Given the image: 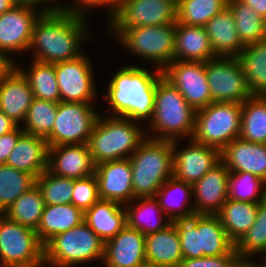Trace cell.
<instances>
[{"mask_svg": "<svg viewBox=\"0 0 266 267\" xmlns=\"http://www.w3.org/2000/svg\"><path fill=\"white\" fill-rule=\"evenodd\" d=\"M84 20L83 15L62 11L42 13L34 24L29 47L36 48L34 60L54 64L82 55L79 46L88 34Z\"/></svg>", "mask_w": 266, "mask_h": 267, "instance_id": "1", "label": "cell"}, {"mask_svg": "<svg viewBox=\"0 0 266 267\" xmlns=\"http://www.w3.org/2000/svg\"><path fill=\"white\" fill-rule=\"evenodd\" d=\"M152 75L148 70L138 66L120 69L111 79L108 86L107 101L113 112L133 121L153 117L155 91L162 70L156 69Z\"/></svg>", "mask_w": 266, "mask_h": 267, "instance_id": "2", "label": "cell"}, {"mask_svg": "<svg viewBox=\"0 0 266 267\" xmlns=\"http://www.w3.org/2000/svg\"><path fill=\"white\" fill-rule=\"evenodd\" d=\"M134 200L155 197L173 176V144L170 140L144 139L129 157Z\"/></svg>", "mask_w": 266, "mask_h": 267, "instance_id": "3", "label": "cell"}, {"mask_svg": "<svg viewBox=\"0 0 266 267\" xmlns=\"http://www.w3.org/2000/svg\"><path fill=\"white\" fill-rule=\"evenodd\" d=\"M143 134L129 118L98 116L88 142L94 165L129 158L145 139Z\"/></svg>", "mask_w": 266, "mask_h": 267, "instance_id": "4", "label": "cell"}, {"mask_svg": "<svg viewBox=\"0 0 266 267\" xmlns=\"http://www.w3.org/2000/svg\"><path fill=\"white\" fill-rule=\"evenodd\" d=\"M194 110L182 94L163 75L158 79L155 91L154 113L150 126L160 136L156 140H176L182 135L192 139L195 130ZM177 137V138H175Z\"/></svg>", "mask_w": 266, "mask_h": 267, "instance_id": "5", "label": "cell"}, {"mask_svg": "<svg viewBox=\"0 0 266 267\" xmlns=\"http://www.w3.org/2000/svg\"><path fill=\"white\" fill-rule=\"evenodd\" d=\"M103 257L104 242L84 221L44 245V265L72 267Z\"/></svg>", "mask_w": 266, "mask_h": 267, "instance_id": "6", "label": "cell"}, {"mask_svg": "<svg viewBox=\"0 0 266 267\" xmlns=\"http://www.w3.org/2000/svg\"><path fill=\"white\" fill-rule=\"evenodd\" d=\"M242 103L213 102L195 113L192 139L222 151L233 140L240 138Z\"/></svg>", "mask_w": 266, "mask_h": 267, "instance_id": "7", "label": "cell"}, {"mask_svg": "<svg viewBox=\"0 0 266 267\" xmlns=\"http://www.w3.org/2000/svg\"><path fill=\"white\" fill-rule=\"evenodd\" d=\"M0 267H40L44 245L36 230L22 226L0 214Z\"/></svg>", "mask_w": 266, "mask_h": 267, "instance_id": "8", "label": "cell"}, {"mask_svg": "<svg viewBox=\"0 0 266 267\" xmlns=\"http://www.w3.org/2000/svg\"><path fill=\"white\" fill-rule=\"evenodd\" d=\"M119 42L141 58L157 63L164 70L174 61L175 24L141 26L114 30Z\"/></svg>", "mask_w": 266, "mask_h": 267, "instance_id": "9", "label": "cell"}, {"mask_svg": "<svg viewBox=\"0 0 266 267\" xmlns=\"http://www.w3.org/2000/svg\"><path fill=\"white\" fill-rule=\"evenodd\" d=\"M98 114L91 103L59 102L48 147L88 144Z\"/></svg>", "mask_w": 266, "mask_h": 267, "instance_id": "10", "label": "cell"}, {"mask_svg": "<svg viewBox=\"0 0 266 267\" xmlns=\"http://www.w3.org/2000/svg\"><path fill=\"white\" fill-rule=\"evenodd\" d=\"M206 78L213 102L243 103L252 97L237 57H216L206 62Z\"/></svg>", "mask_w": 266, "mask_h": 267, "instance_id": "11", "label": "cell"}, {"mask_svg": "<svg viewBox=\"0 0 266 267\" xmlns=\"http://www.w3.org/2000/svg\"><path fill=\"white\" fill-rule=\"evenodd\" d=\"M177 0H123L111 17L112 30L176 24Z\"/></svg>", "mask_w": 266, "mask_h": 267, "instance_id": "12", "label": "cell"}, {"mask_svg": "<svg viewBox=\"0 0 266 267\" xmlns=\"http://www.w3.org/2000/svg\"><path fill=\"white\" fill-rule=\"evenodd\" d=\"M162 75L194 110L213 103L206 78V62L174 60L162 71Z\"/></svg>", "mask_w": 266, "mask_h": 267, "instance_id": "13", "label": "cell"}, {"mask_svg": "<svg viewBox=\"0 0 266 267\" xmlns=\"http://www.w3.org/2000/svg\"><path fill=\"white\" fill-rule=\"evenodd\" d=\"M48 7L35 12L31 6L15 5L0 15V49L6 52L29 50L36 20L42 13L61 11L62 6Z\"/></svg>", "mask_w": 266, "mask_h": 267, "instance_id": "14", "label": "cell"}, {"mask_svg": "<svg viewBox=\"0 0 266 267\" xmlns=\"http://www.w3.org/2000/svg\"><path fill=\"white\" fill-rule=\"evenodd\" d=\"M61 102L90 103L96 96L92 67L85 55L54 63Z\"/></svg>", "mask_w": 266, "mask_h": 267, "instance_id": "15", "label": "cell"}, {"mask_svg": "<svg viewBox=\"0 0 266 267\" xmlns=\"http://www.w3.org/2000/svg\"><path fill=\"white\" fill-rule=\"evenodd\" d=\"M177 141L173 140V176L193 185L221 161L218 148L200 144L191 139L188 148L176 152Z\"/></svg>", "mask_w": 266, "mask_h": 267, "instance_id": "16", "label": "cell"}, {"mask_svg": "<svg viewBox=\"0 0 266 267\" xmlns=\"http://www.w3.org/2000/svg\"><path fill=\"white\" fill-rule=\"evenodd\" d=\"M94 174L100 199L116 201L122 205L134 201L129 158L100 163L95 166Z\"/></svg>", "mask_w": 266, "mask_h": 267, "instance_id": "17", "label": "cell"}, {"mask_svg": "<svg viewBox=\"0 0 266 267\" xmlns=\"http://www.w3.org/2000/svg\"><path fill=\"white\" fill-rule=\"evenodd\" d=\"M103 259L106 267H147L145 235L126 224L104 243Z\"/></svg>", "mask_w": 266, "mask_h": 267, "instance_id": "18", "label": "cell"}, {"mask_svg": "<svg viewBox=\"0 0 266 267\" xmlns=\"http://www.w3.org/2000/svg\"><path fill=\"white\" fill-rule=\"evenodd\" d=\"M229 175L230 171L220 161L192 185L195 214L216 215L220 211L228 199Z\"/></svg>", "mask_w": 266, "mask_h": 267, "instance_id": "19", "label": "cell"}, {"mask_svg": "<svg viewBox=\"0 0 266 267\" xmlns=\"http://www.w3.org/2000/svg\"><path fill=\"white\" fill-rule=\"evenodd\" d=\"M48 170L58 176L80 179L95 173L88 144L48 147Z\"/></svg>", "mask_w": 266, "mask_h": 267, "instance_id": "20", "label": "cell"}, {"mask_svg": "<svg viewBox=\"0 0 266 267\" xmlns=\"http://www.w3.org/2000/svg\"><path fill=\"white\" fill-rule=\"evenodd\" d=\"M221 161L230 172H249L266 182V144L237 138L221 151Z\"/></svg>", "mask_w": 266, "mask_h": 267, "instance_id": "21", "label": "cell"}, {"mask_svg": "<svg viewBox=\"0 0 266 267\" xmlns=\"http://www.w3.org/2000/svg\"><path fill=\"white\" fill-rule=\"evenodd\" d=\"M33 98L28 80L19 68L0 80V111L18 126L24 121Z\"/></svg>", "mask_w": 266, "mask_h": 267, "instance_id": "22", "label": "cell"}, {"mask_svg": "<svg viewBox=\"0 0 266 267\" xmlns=\"http://www.w3.org/2000/svg\"><path fill=\"white\" fill-rule=\"evenodd\" d=\"M147 267H178L183 259L180 238L173 222L164 229L145 235Z\"/></svg>", "mask_w": 266, "mask_h": 267, "instance_id": "23", "label": "cell"}, {"mask_svg": "<svg viewBox=\"0 0 266 267\" xmlns=\"http://www.w3.org/2000/svg\"><path fill=\"white\" fill-rule=\"evenodd\" d=\"M6 165L37 178L48 169V144L46 139L24 132L10 153Z\"/></svg>", "mask_w": 266, "mask_h": 267, "instance_id": "24", "label": "cell"}, {"mask_svg": "<svg viewBox=\"0 0 266 267\" xmlns=\"http://www.w3.org/2000/svg\"><path fill=\"white\" fill-rule=\"evenodd\" d=\"M216 57L204 26L176 22L174 60L207 62Z\"/></svg>", "mask_w": 266, "mask_h": 267, "instance_id": "25", "label": "cell"}, {"mask_svg": "<svg viewBox=\"0 0 266 267\" xmlns=\"http://www.w3.org/2000/svg\"><path fill=\"white\" fill-rule=\"evenodd\" d=\"M121 203L99 199L84 212V222L105 243L115 237L127 224L126 209Z\"/></svg>", "mask_w": 266, "mask_h": 267, "instance_id": "26", "label": "cell"}, {"mask_svg": "<svg viewBox=\"0 0 266 267\" xmlns=\"http://www.w3.org/2000/svg\"><path fill=\"white\" fill-rule=\"evenodd\" d=\"M214 53L222 57H237L245 47L239 39L232 12L226 7L204 26Z\"/></svg>", "mask_w": 266, "mask_h": 267, "instance_id": "27", "label": "cell"}, {"mask_svg": "<svg viewBox=\"0 0 266 267\" xmlns=\"http://www.w3.org/2000/svg\"><path fill=\"white\" fill-rule=\"evenodd\" d=\"M84 221V212L71 204L45 205L40 224L36 230L45 245L57 234L78 226Z\"/></svg>", "mask_w": 266, "mask_h": 267, "instance_id": "28", "label": "cell"}, {"mask_svg": "<svg viewBox=\"0 0 266 267\" xmlns=\"http://www.w3.org/2000/svg\"><path fill=\"white\" fill-rule=\"evenodd\" d=\"M258 203L227 199L216 214L228 238L236 244L255 222Z\"/></svg>", "mask_w": 266, "mask_h": 267, "instance_id": "29", "label": "cell"}, {"mask_svg": "<svg viewBox=\"0 0 266 267\" xmlns=\"http://www.w3.org/2000/svg\"><path fill=\"white\" fill-rule=\"evenodd\" d=\"M237 58L252 95L266 96V40L246 45Z\"/></svg>", "mask_w": 266, "mask_h": 267, "instance_id": "30", "label": "cell"}, {"mask_svg": "<svg viewBox=\"0 0 266 267\" xmlns=\"http://www.w3.org/2000/svg\"><path fill=\"white\" fill-rule=\"evenodd\" d=\"M197 229L203 257L225 255L235 247L217 215L197 214Z\"/></svg>", "mask_w": 266, "mask_h": 267, "instance_id": "31", "label": "cell"}, {"mask_svg": "<svg viewBox=\"0 0 266 267\" xmlns=\"http://www.w3.org/2000/svg\"><path fill=\"white\" fill-rule=\"evenodd\" d=\"M240 138L266 144V96L253 95L242 103Z\"/></svg>", "mask_w": 266, "mask_h": 267, "instance_id": "32", "label": "cell"}, {"mask_svg": "<svg viewBox=\"0 0 266 267\" xmlns=\"http://www.w3.org/2000/svg\"><path fill=\"white\" fill-rule=\"evenodd\" d=\"M45 207L38 186L35 184L22 194L4 213L9 220L37 230Z\"/></svg>", "mask_w": 266, "mask_h": 267, "instance_id": "33", "label": "cell"}, {"mask_svg": "<svg viewBox=\"0 0 266 267\" xmlns=\"http://www.w3.org/2000/svg\"><path fill=\"white\" fill-rule=\"evenodd\" d=\"M174 192H176L177 194L180 192V195L181 196L183 195L182 197L185 198L187 201V200H189L188 197L191 194H193L192 185L188 184L184 181L178 180L174 176H172L161 185V187L157 191L154 198H156V200L158 201L159 206L161 207L162 211L163 210L165 211L164 214H166V213L168 214L167 218L171 222L178 220V219H189L190 217H192L195 214L194 208L190 207V208L182 211V208H184V206H186L187 202L186 201L183 202V200H181V202L177 201V200L175 201V198L171 199V197L173 198L175 196ZM170 195H172V196L170 197ZM168 199L170 202L168 201Z\"/></svg>", "mask_w": 266, "mask_h": 267, "instance_id": "34", "label": "cell"}, {"mask_svg": "<svg viewBox=\"0 0 266 267\" xmlns=\"http://www.w3.org/2000/svg\"><path fill=\"white\" fill-rule=\"evenodd\" d=\"M33 61L29 72L19 69L27 78L33 97L59 103L61 97L54 64Z\"/></svg>", "mask_w": 266, "mask_h": 267, "instance_id": "35", "label": "cell"}, {"mask_svg": "<svg viewBox=\"0 0 266 267\" xmlns=\"http://www.w3.org/2000/svg\"><path fill=\"white\" fill-rule=\"evenodd\" d=\"M227 7L232 12L239 39L244 46L263 40L264 19L252 7L241 0L227 2Z\"/></svg>", "mask_w": 266, "mask_h": 267, "instance_id": "36", "label": "cell"}, {"mask_svg": "<svg viewBox=\"0 0 266 267\" xmlns=\"http://www.w3.org/2000/svg\"><path fill=\"white\" fill-rule=\"evenodd\" d=\"M36 178L6 164H0V214L35 185Z\"/></svg>", "mask_w": 266, "mask_h": 267, "instance_id": "37", "label": "cell"}, {"mask_svg": "<svg viewBox=\"0 0 266 267\" xmlns=\"http://www.w3.org/2000/svg\"><path fill=\"white\" fill-rule=\"evenodd\" d=\"M226 7L225 0H177V22L184 25L205 26Z\"/></svg>", "mask_w": 266, "mask_h": 267, "instance_id": "38", "label": "cell"}, {"mask_svg": "<svg viewBox=\"0 0 266 267\" xmlns=\"http://www.w3.org/2000/svg\"><path fill=\"white\" fill-rule=\"evenodd\" d=\"M238 258L266 253V198L258 203L256 218L250 229L235 244Z\"/></svg>", "mask_w": 266, "mask_h": 267, "instance_id": "39", "label": "cell"}, {"mask_svg": "<svg viewBox=\"0 0 266 267\" xmlns=\"http://www.w3.org/2000/svg\"><path fill=\"white\" fill-rule=\"evenodd\" d=\"M58 103L33 98L24 119V132L47 138L53 129Z\"/></svg>", "mask_w": 266, "mask_h": 267, "instance_id": "40", "label": "cell"}, {"mask_svg": "<svg viewBox=\"0 0 266 267\" xmlns=\"http://www.w3.org/2000/svg\"><path fill=\"white\" fill-rule=\"evenodd\" d=\"M35 184L45 205L72 203L74 179L55 175L47 169L36 178Z\"/></svg>", "mask_w": 266, "mask_h": 267, "instance_id": "41", "label": "cell"}, {"mask_svg": "<svg viewBox=\"0 0 266 267\" xmlns=\"http://www.w3.org/2000/svg\"><path fill=\"white\" fill-rule=\"evenodd\" d=\"M263 185L266 186L265 181L249 172H230L228 199L259 203L266 198V188L259 192Z\"/></svg>", "mask_w": 266, "mask_h": 267, "instance_id": "42", "label": "cell"}, {"mask_svg": "<svg viewBox=\"0 0 266 267\" xmlns=\"http://www.w3.org/2000/svg\"><path fill=\"white\" fill-rule=\"evenodd\" d=\"M137 199V201L140 203L134 206V208L130 206L127 208L125 207L127 225L129 227L137 229L144 235H147L162 230L169 225V223L171 222L170 220H168L164 224L160 223L161 220L155 223H152V221L150 223V221L148 220L150 218L149 215L153 214L155 210H157V212H160L159 214L161 215L159 217L162 218L163 216L162 209L159 206L158 201L154 197Z\"/></svg>", "mask_w": 266, "mask_h": 267, "instance_id": "43", "label": "cell"}, {"mask_svg": "<svg viewBox=\"0 0 266 267\" xmlns=\"http://www.w3.org/2000/svg\"><path fill=\"white\" fill-rule=\"evenodd\" d=\"M172 222L175 224L180 238L183 258L195 259L203 257L200 231L197 229V214H194L189 219H178Z\"/></svg>", "mask_w": 266, "mask_h": 267, "instance_id": "44", "label": "cell"}, {"mask_svg": "<svg viewBox=\"0 0 266 267\" xmlns=\"http://www.w3.org/2000/svg\"><path fill=\"white\" fill-rule=\"evenodd\" d=\"M100 199L95 174L74 179L72 204L85 212Z\"/></svg>", "mask_w": 266, "mask_h": 267, "instance_id": "45", "label": "cell"}, {"mask_svg": "<svg viewBox=\"0 0 266 267\" xmlns=\"http://www.w3.org/2000/svg\"><path fill=\"white\" fill-rule=\"evenodd\" d=\"M238 258L235 247L225 255L182 259L178 267H230Z\"/></svg>", "mask_w": 266, "mask_h": 267, "instance_id": "46", "label": "cell"}, {"mask_svg": "<svg viewBox=\"0 0 266 267\" xmlns=\"http://www.w3.org/2000/svg\"><path fill=\"white\" fill-rule=\"evenodd\" d=\"M80 2L79 5L77 6H69V7H61V11L62 12H67L70 14H76V15H83L86 16V11H84L86 8L88 10V7H92V6H98V5H105L109 6V8L111 9V14L112 16L115 14V12L117 11V9L120 7V5L122 4L123 0H79ZM81 3V6H80ZM85 8V9H83Z\"/></svg>", "mask_w": 266, "mask_h": 267, "instance_id": "47", "label": "cell"}, {"mask_svg": "<svg viewBox=\"0 0 266 267\" xmlns=\"http://www.w3.org/2000/svg\"><path fill=\"white\" fill-rule=\"evenodd\" d=\"M23 133V129H20L19 126H17L11 132L0 136V164H6L10 153Z\"/></svg>", "mask_w": 266, "mask_h": 267, "instance_id": "48", "label": "cell"}, {"mask_svg": "<svg viewBox=\"0 0 266 267\" xmlns=\"http://www.w3.org/2000/svg\"><path fill=\"white\" fill-rule=\"evenodd\" d=\"M5 54L6 51L0 49V80L8 76L17 67Z\"/></svg>", "mask_w": 266, "mask_h": 267, "instance_id": "49", "label": "cell"}, {"mask_svg": "<svg viewBox=\"0 0 266 267\" xmlns=\"http://www.w3.org/2000/svg\"><path fill=\"white\" fill-rule=\"evenodd\" d=\"M18 125L0 111V136L14 130Z\"/></svg>", "mask_w": 266, "mask_h": 267, "instance_id": "50", "label": "cell"}, {"mask_svg": "<svg viewBox=\"0 0 266 267\" xmlns=\"http://www.w3.org/2000/svg\"><path fill=\"white\" fill-rule=\"evenodd\" d=\"M252 7L263 19L266 18V0H241Z\"/></svg>", "mask_w": 266, "mask_h": 267, "instance_id": "51", "label": "cell"}, {"mask_svg": "<svg viewBox=\"0 0 266 267\" xmlns=\"http://www.w3.org/2000/svg\"><path fill=\"white\" fill-rule=\"evenodd\" d=\"M230 267H264L256 265L254 262L248 260V258H237Z\"/></svg>", "mask_w": 266, "mask_h": 267, "instance_id": "52", "label": "cell"}, {"mask_svg": "<svg viewBox=\"0 0 266 267\" xmlns=\"http://www.w3.org/2000/svg\"><path fill=\"white\" fill-rule=\"evenodd\" d=\"M49 3V1L51 0H14L15 4L16 5H26V6H35L37 7L38 4H43L44 2H47ZM54 1V0H52Z\"/></svg>", "mask_w": 266, "mask_h": 267, "instance_id": "53", "label": "cell"}, {"mask_svg": "<svg viewBox=\"0 0 266 267\" xmlns=\"http://www.w3.org/2000/svg\"><path fill=\"white\" fill-rule=\"evenodd\" d=\"M14 0H0V15L15 6Z\"/></svg>", "mask_w": 266, "mask_h": 267, "instance_id": "54", "label": "cell"}, {"mask_svg": "<svg viewBox=\"0 0 266 267\" xmlns=\"http://www.w3.org/2000/svg\"><path fill=\"white\" fill-rule=\"evenodd\" d=\"M264 36H263V39L266 40V18H264Z\"/></svg>", "mask_w": 266, "mask_h": 267, "instance_id": "55", "label": "cell"}]
</instances>
